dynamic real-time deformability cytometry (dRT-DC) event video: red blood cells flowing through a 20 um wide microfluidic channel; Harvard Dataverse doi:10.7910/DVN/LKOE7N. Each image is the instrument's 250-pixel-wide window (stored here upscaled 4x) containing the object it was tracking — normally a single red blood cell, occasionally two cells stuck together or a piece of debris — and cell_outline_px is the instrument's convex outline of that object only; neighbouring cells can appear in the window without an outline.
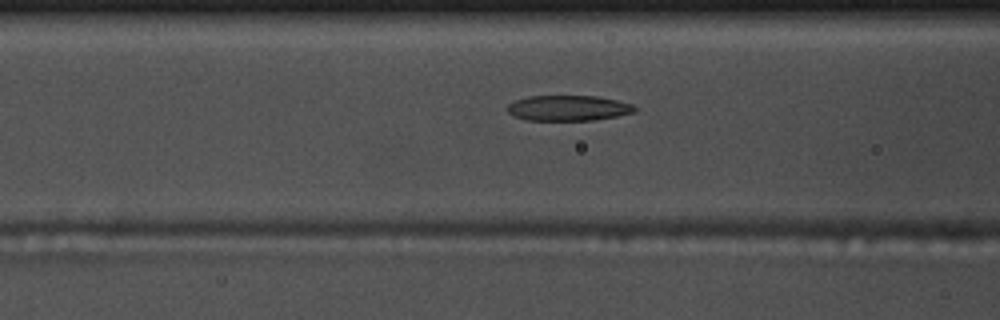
{"species": "common noctule bat (a hibernating species)", "species_latin": "Nyctalus noctula", "temperature_condition": "warm", "stored_images_in_passage": 45, "camera_frame_rate_fps": 3000, "um_per_image_px": 0.085, "animal": {"sex": "male", "body_mass_g": 17.5, "forearm_length_mm": 52.3}, "frame": {"image": 1, "passage_image": 12, "time_ms": 3.667, "image_size_px": [1000, 320], "cell_outline_px": [[640, 108], [636, 112], [616, 116], [592, 120], [528, 120], [512, 116], [508, 112], [508, 104], [512, 100], [528, 96], [600, 96], [632, 104]], "centroid_in_image_um": [48.31, 9.18], "position_along_channel_um": 118.3, "area_um2": 19.07}}
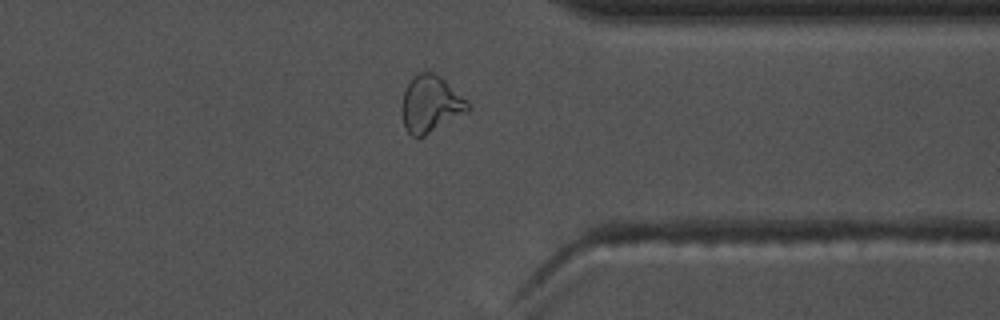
{"frame": {"image": 2, "passage_image": 33, "time_ms": 10.667, "image_size_px": [1000, 320], "cell_outline_px": [[472, 108], [468, 112], [424, 136], [412, 136], [404, 128], [400, 112], [404, 88], [416, 72], [432, 72], [440, 76], [468, 100]], "centroid_in_image_um": [36.59, 8.84], "position_along_channel_um": 374.8, "area_um2": 22.25}}
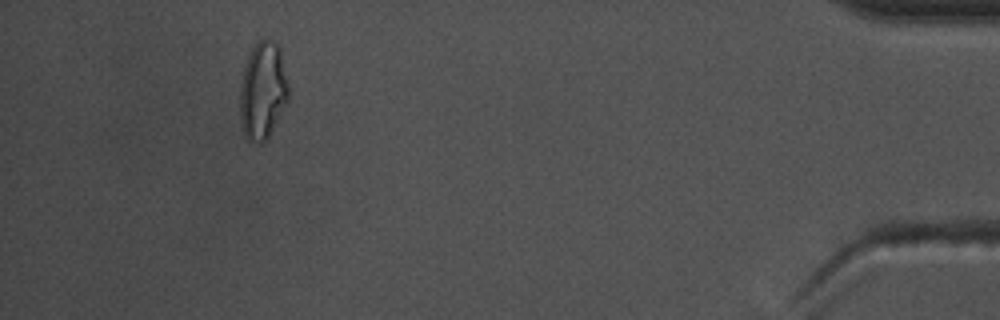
{"frame": {"image": 3, "passage_image": 41, "time_ms": 13.333, "image_size_px": [1000, 320], "cell_outline_px": [[288, 100], [268, 136], [260, 144], [248, 140], [244, 136], [240, 120], [240, 84], [244, 68], [248, 56], [256, 40], [272, 40], [280, 48], [288, 84]], "centroid_in_image_um": [22.32, 7.7], "position_along_channel_um": 412.9, "area_um2": 27.4}, "authors_computed_cell_mechanics": {"area_um2": 20.3456, "velocity_mm_per_s": 3.741, "shape_relaxation_time_tau1_ms": 5.7548, "shape_relaxation_time_tau2_ms": 1.9075, "deformation_change_tau1": 0.1707, "deformation_change_tau2": 0.0951}}